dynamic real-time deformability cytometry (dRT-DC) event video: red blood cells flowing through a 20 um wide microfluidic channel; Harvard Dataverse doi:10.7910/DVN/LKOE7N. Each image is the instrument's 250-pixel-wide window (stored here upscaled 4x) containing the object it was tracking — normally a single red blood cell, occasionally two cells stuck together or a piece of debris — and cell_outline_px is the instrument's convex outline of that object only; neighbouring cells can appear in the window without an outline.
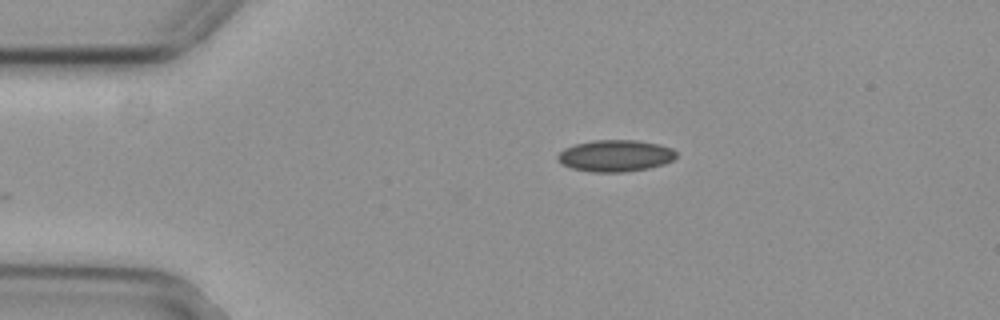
{"species": "common noctule bat (a hibernating species)", "species_latin": "Nyctalus noctula", "temperature_condition": "cold", "stored_images_in_passage": 33, "camera_frame_rate_fps": 3000, "um_per_image_px": 0.085, "animal": {"sex": "female", "body_mass_g": 29.2, "forearm_length_mm": 56.3}, "frame": {"image": 1, "passage_image": 1, "time_ms": 0.0, "image_size_px": [1000, 320], "cell_outline_px": [[676, 156], [672, 160], [664, 164], [648, 168], [624, 172], [592, 172], [572, 168], [556, 160], [556, 156], [564, 148], [576, 144], [592, 140], [636, 140], [660, 144], [672, 148], [676, 152]], "centroid_in_image_um": [52.3, 13.23], "position_along_channel_um": 32.7, "area_um2": 21.91}}
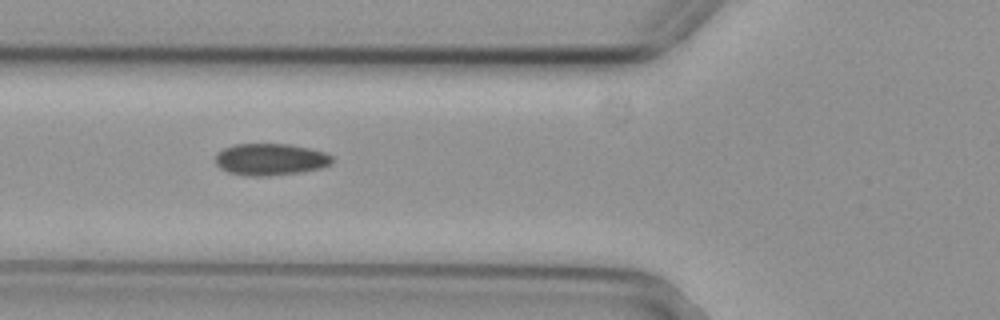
{"frame": {"image": 2, "passage_image": 10, "time_ms": 3.0, "image_size_px": [1000, 320], "cell_outline_px": [[332, 164], [320, 168], [300, 172], [268, 176], [244, 176], [228, 172], [220, 168], [216, 164], [216, 156], [224, 148], [236, 144], [288, 144], [308, 148], [324, 152], [332, 156]], "centroid_in_image_um": [22.99, 13.56], "position_along_channel_um": 102.8, "area_um2": 21.56}}
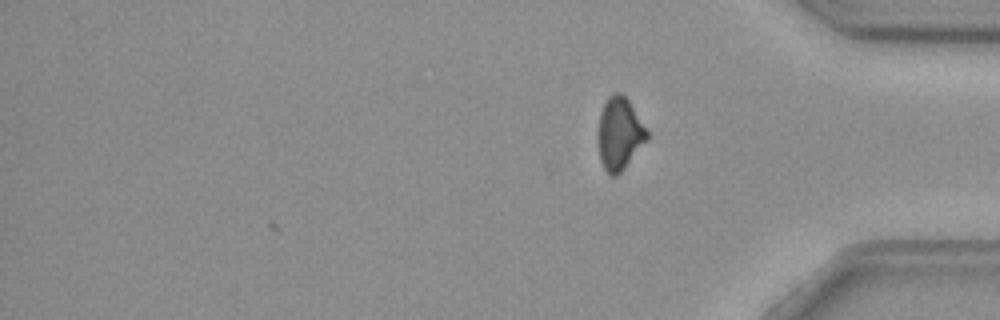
{"frame": {"image": 3, "passage_image": 33, "time_ms": 10.667, "image_size_px": [1000, 320], "cell_outline_px": [[648, 140], [624, 168], [616, 176], [612, 176], [604, 168], [600, 160], [600, 112], [608, 96], [612, 92], [620, 92], [628, 100], [648, 132]], "centroid_in_image_um": [52.68, 11.35], "position_along_channel_um": 382.5, "area_um2": 20.06}, "authors_computed_cell_mechanics": {"area_um2": 21.4438, "velocity_mm_per_s": 3.8126, "shape_relaxation_time_tau1_ms": null, "shape_relaxation_time_tau2_ms": 5.9618, "deformation_change_tau1": null, "deformation_change_tau2": 0.0938}}